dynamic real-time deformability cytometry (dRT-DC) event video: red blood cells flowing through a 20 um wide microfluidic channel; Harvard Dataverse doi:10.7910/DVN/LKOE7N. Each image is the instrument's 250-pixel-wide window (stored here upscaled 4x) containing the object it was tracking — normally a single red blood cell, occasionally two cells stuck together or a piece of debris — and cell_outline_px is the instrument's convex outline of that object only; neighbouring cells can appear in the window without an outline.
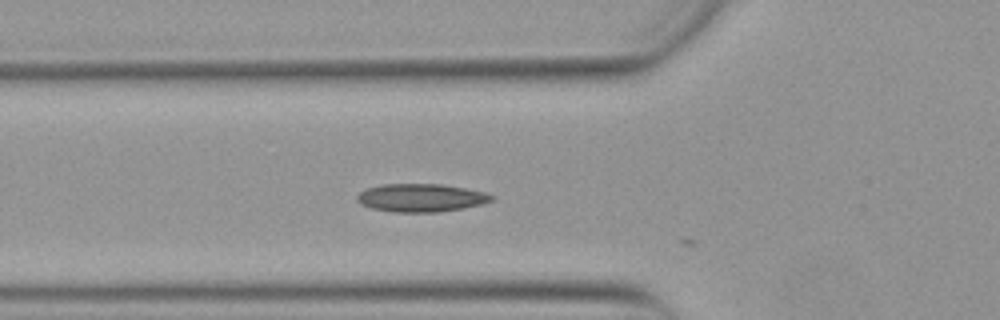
{"species": "Egyptian fruit bat (a non-hibernating species)", "species_latin": "Rousettus aegyptiacus", "temperature_condition": "warm", "stored_images_in_passage": 11, "camera_frame_rate_fps": 3000, "um_per_image_px": 0.085, "animal": {"sex": "female"}, "frame": {"image": 1, "passage_image": 2, "time_ms": 0.333, "image_size_px": [1000, 320], "cell_outline_px": [[496, 196], [492, 200], [480, 204], [464, 208], [440, 212], [392, 212], [372, 208], [360, 204], [356, 200], [356, 196], [360, 192], [368, 188], [384, 184], [440, 184], [464, 188], [484, 192]], "centroid_in_image_um": [35.77, 16.82], "position_along_channel_um": 90.0, "area_um2": 21.96}}
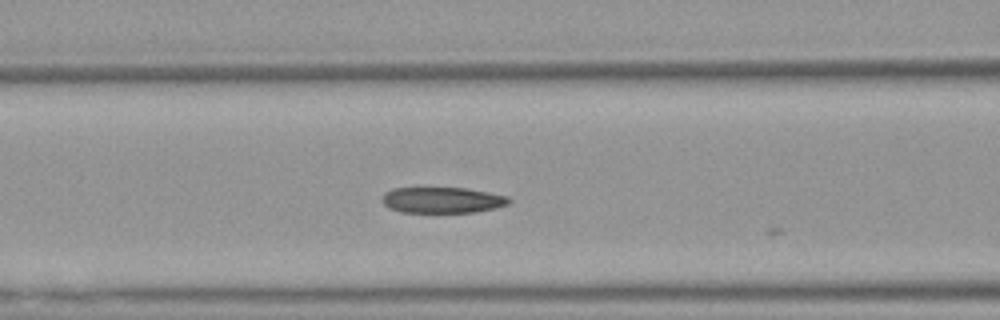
{"frame": {"image": 2, "passage_image": 5, "time_ms": 1.333, "image_size_px": [1000, 320], "cell_outline_px": [[512, 200], [508, 204], [496, 208], [476, 212], [400, 212], [388, 208], [380, 200], [384, 192], [392, 188], [468, 188], [508, 196]], "centroid_in_image_um": [37.58, 17.0], "position_along_channel_um": 129.0, "area_um2": 19.36}}
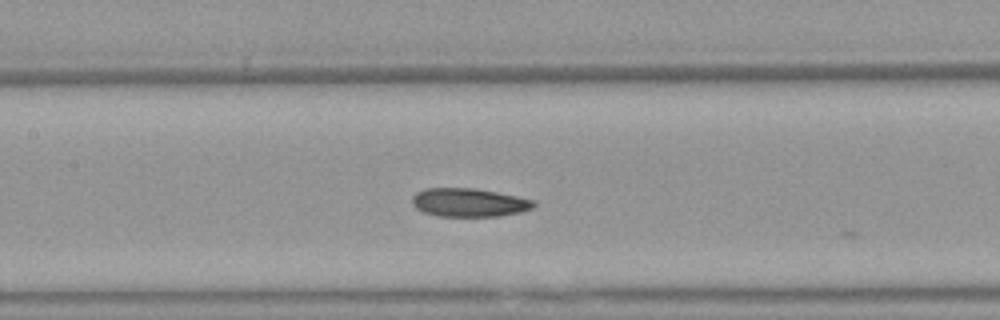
{"frame": {"image": 3, "passage_image": 8, "time_ms": 2.333, "image_size_px": [1000, 320], "cell_outline_px": [[536, 204], [532, 208], [520, 212], [500, 216], [436, 216], [424, 212], [416, 208], [412, 204], [412, 196], [416, 192], [424, 188], [472, 188], [496, 192], [536, 200]], "centroid_in_image_um": [39.85, 17.21], "position_along_channel_um": 167.6, "area_um2": 20.23}}